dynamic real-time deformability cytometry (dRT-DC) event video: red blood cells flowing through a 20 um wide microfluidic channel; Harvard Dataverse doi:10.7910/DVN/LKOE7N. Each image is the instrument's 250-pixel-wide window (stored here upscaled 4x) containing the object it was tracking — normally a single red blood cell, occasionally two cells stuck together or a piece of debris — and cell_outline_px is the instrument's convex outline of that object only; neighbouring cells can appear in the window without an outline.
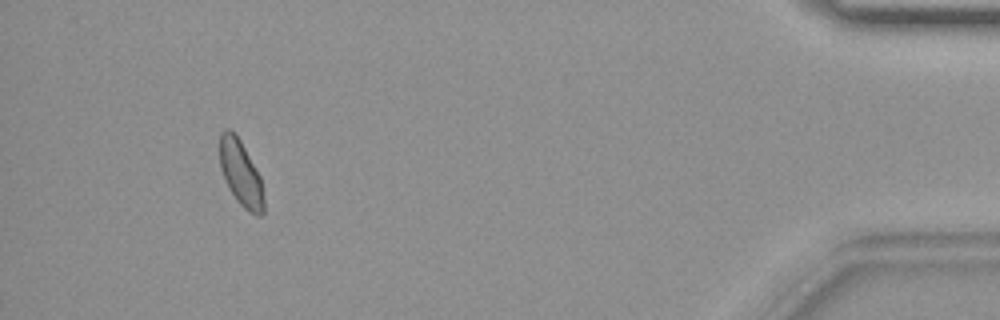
{"species": "common noctule bat (a hibernating species)", "species_latin": "Nyctalus noctula", "temperature_condition": "warm", "stored_images_in_passage": 34, "camera_frame_rate_fps": 3000, "um_per_image_px": 0.085, "animal": {"sex": "female", "body_mass_g": 19.9}, "frame": {"image": 1, "passage_image": 34, "time_ms": 11.0, "image_size_px": [1000, 320], "cell_outline_px": [[264, 212], [260, 216], [256, 216], [248, 212], [236, 200], [220, 168], [220, 132], [224, 128], [228, 128], [236, 132], [260, 176], [264, 196]], "centroid_in_image_um": [20.48, 14.71], "position_along_channel_um": 414.7, "area_um2": 16.88}}